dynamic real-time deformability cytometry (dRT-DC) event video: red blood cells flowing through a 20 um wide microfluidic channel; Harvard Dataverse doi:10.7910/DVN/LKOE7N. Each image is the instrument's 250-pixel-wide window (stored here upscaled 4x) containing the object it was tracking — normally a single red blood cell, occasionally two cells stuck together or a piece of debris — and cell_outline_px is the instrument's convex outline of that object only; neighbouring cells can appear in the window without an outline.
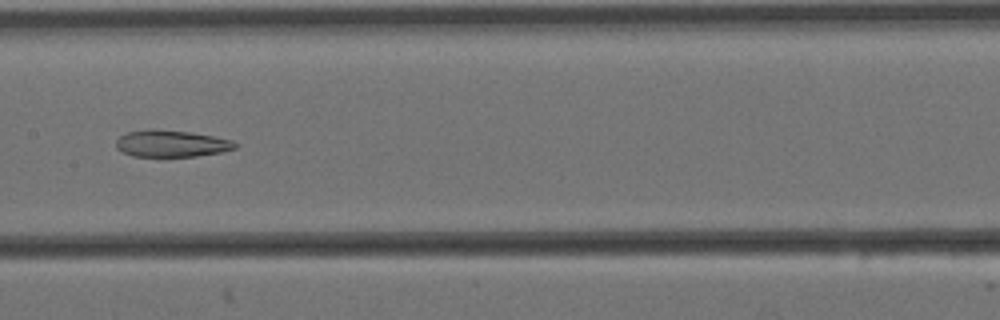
{"species": "Egyptian fruit bat (a non-hibernating species)", "species_latin": "Rousettus aegyptiacus", "temperature_condition": "cold", "stored_images_in_passage": 9, "camera_frame_rate_fps": 3000, "um_per_image_px": 0.085, "animal": {"sex": "female"}, "frame": {"image": 1, "passage_image": 6, "time_ms": 1.667, "image_size_px": [1000, 320], "cell_outline_px": [[236, 148], [220, 152], [196, 156], [132, 156], [116, 148], [116, 140], [120, 136], [128, 132], [188, 132], [212, 136], [232, 140], [236, 144]], "centroid_in_image_um": [14.6, 12.25], "position_along_channel_um": 192.8, "area_um2": 17.51}}
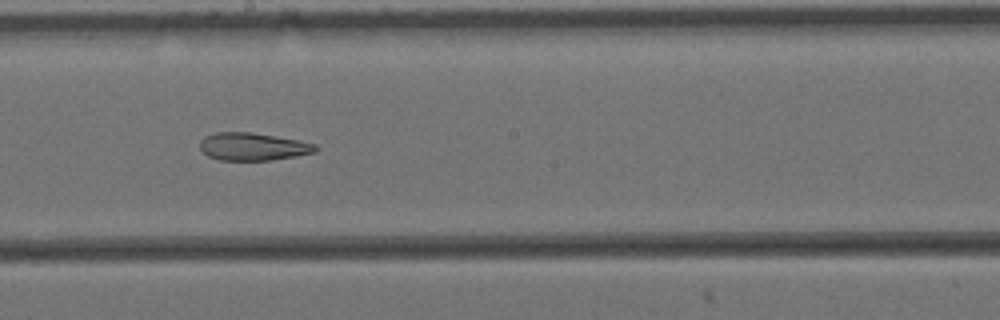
{"frame": {"image": 2, "passage_image": 7, "time_ms": 2.0, "image_size_px": [1000, 320], "cell_outline_px": [[320, 148], [316, 152], [296, 156], [272, 160], [220, 160], [208, 156], [200, 148], [200, 140], [204, 136], [216, 132], [252, 132], [276, 136], [316, 144]], "centroid_in_image_um": [21.51, 12.46], "position_along_channel_um": 226.7, "area_um2": 18.73}}
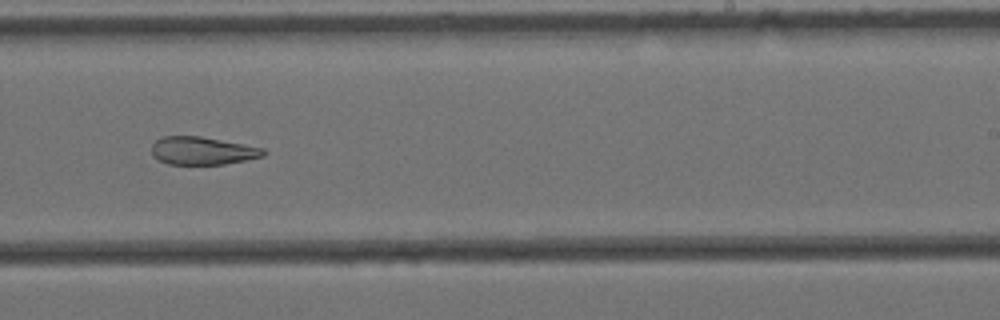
{"frame": {"image": 3, "passage_image": 8, "time_ms": 2.333, "image_size_px": [1000, 320], "cell_outline_px": [[268, 152], [264, 156], [224, 164], [168, 164], [152, 156], [152, 144], [160, 136], [200, 136], [264, 148]], "centroid_in_image_um": [17.2, 12.81], "position_along_channel_um": 271.8, "area_um2": 18.15}}